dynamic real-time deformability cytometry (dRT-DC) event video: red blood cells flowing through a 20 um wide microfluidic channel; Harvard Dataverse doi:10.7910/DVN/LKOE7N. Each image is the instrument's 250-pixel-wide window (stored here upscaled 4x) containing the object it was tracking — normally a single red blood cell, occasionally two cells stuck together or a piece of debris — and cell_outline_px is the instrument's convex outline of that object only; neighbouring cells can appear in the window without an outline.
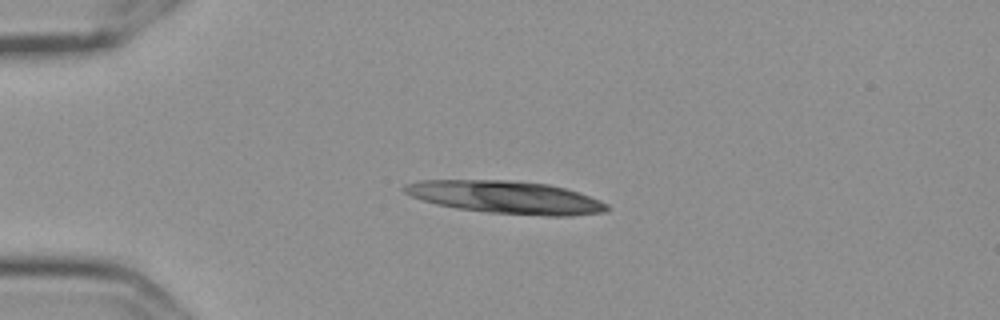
{"species": "Egyptian fruit bat (a non-hibernating species)", "species_latin": "Rousettus aegyptiacus", "temperature_condition": "cold", "stored_images_in_passage": 35, "camera_frame_rate_fps": 3000, "um_per_image_px": 0.085, "frame": {"image": 1, "passage_image": 11, "time_ms": 3.333, "image_size_px": [1000, 320], "cell_outline_px": [[608, 208], [604, 212], [572, 216], [548, 216], [488, 212], [456, 208], [436, 204], [412, 196], [404, 192], [400, 188], [404, 184], [420, 180], [508, 180], [548, 184], [564, 188], [600, 200], [608, 204]], "centroid_in_image_um": [42.97, 16.76], "position_along_channel_um": 42.0, "area_um2": 38.38}}